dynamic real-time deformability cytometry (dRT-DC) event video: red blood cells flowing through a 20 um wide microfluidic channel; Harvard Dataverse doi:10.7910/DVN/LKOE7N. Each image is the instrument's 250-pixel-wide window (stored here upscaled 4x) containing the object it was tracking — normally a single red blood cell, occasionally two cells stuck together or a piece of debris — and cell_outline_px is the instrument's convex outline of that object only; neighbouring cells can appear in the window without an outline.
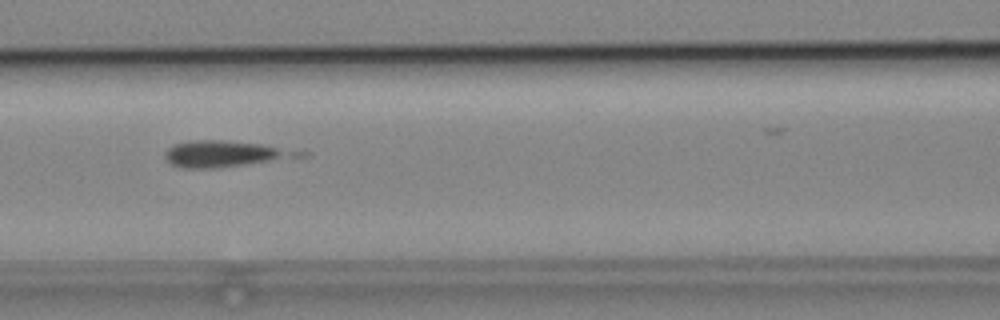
{"species": "common noctule bat (a hibernating species)", "species_latin": "Nyctalus noctula", "temperature_condition": "cold", "stored_images_in_passage": 9, "camera_frame_rate_fps": 3000, "um_per_image_px": 0.085, "animal": {"sex": "male", "body_mass_g": 19.2, "forearm_length_mm": 51.8}, "frame": {"image": 1, "passage_image": 5, "time_ms": 6.333, "image_size_px": [1000, 320], "cell_outline_px": [[284, 152], [268, 160], [244, 164], [216, 168], [184, 168], [172, 164], [164, 156], [164, 152], [172, 144], [188, 140], [224, 140], [260, 144], [276, 148]], "centroid_in_image_um": [18.5, 13.06], "position_along_channel_um": 148.1, "area_um2": 18.32}}
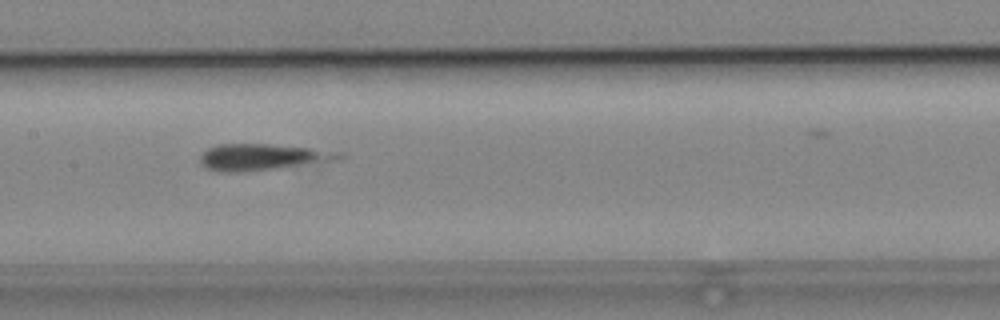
{"frame": {"image": 2, "passage_image": 6, "time_ms": 7.333, "image_size_px": [1000, 320], "cell_outline_px": [[344, 156], [340, 160], [276, 168], [236, 172], [224, 172], [208, 168], [200, 160], [200, 156], [208, 148], [220, 144], [268, 144], [344, 152]], "centroid_in_image_um": [22.34, 13.34], "position_along_channel_um": 185.1, "area_um2": 20.92}}
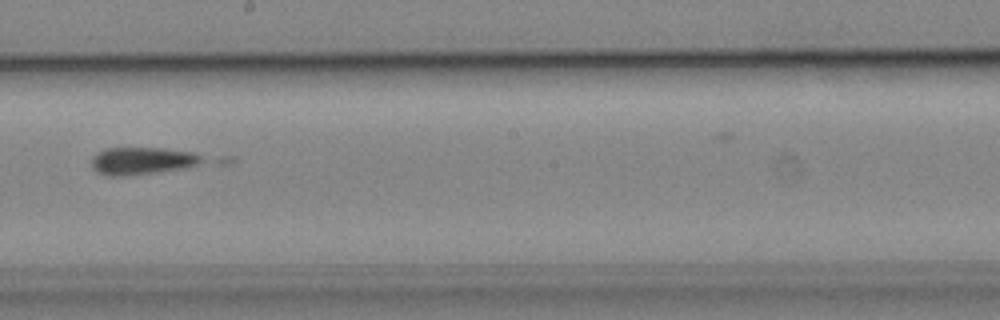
{"frame": {"image": 3, "passage_image": 7, "time_ms": 8.667, "image_size_px": [1000, 320], "cell_outline_px": [[236, 160], [228, 164], [116, 176], [108, 176], [92, 168], [92, 156], [96, 152], [104, 148], [164, 148], [232, 156]], "centroid_in_image_um": [12.93, 13.64], "position_along_channel_um": 235.3, "area_um2": 20.46}}